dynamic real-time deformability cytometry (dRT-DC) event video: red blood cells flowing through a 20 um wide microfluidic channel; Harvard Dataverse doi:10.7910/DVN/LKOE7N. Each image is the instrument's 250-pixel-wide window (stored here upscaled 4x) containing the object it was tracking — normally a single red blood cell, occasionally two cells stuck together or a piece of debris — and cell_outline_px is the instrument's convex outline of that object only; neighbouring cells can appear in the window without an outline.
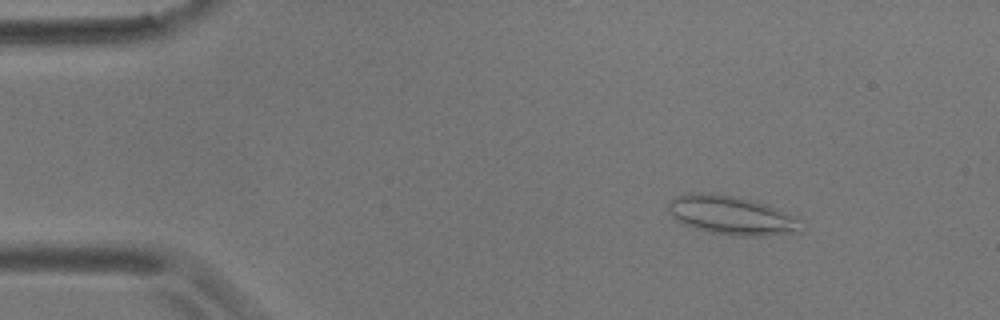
{"species": "common noctule bat (a hibernating species)", "species_latin": "Nyctalus noctula", "temperature_condition": "room temperature", "stored_images_in_passage": 10, "camera_frame_rate_fps": 3000, "um_per_image_px": 0.085, "animal": {"sex": "male", "body_mass_g": 17.9}, "frame": {"image": 1, "passage_image": 1, "time_ms": 0.0, "image_size_px": [1000, 320], "cell_outline_px": [[800, 220], [796, 232], [764, 236], [736, 236], [712, 232], [696, 228], [684, 224], [672, 216], [668, 208], [668, 204], [676, 196], [688, 192], [700, 192], [732, 196], [752, 200], [776, 208]], "centroid_in_image_um": [62.12, 18.29], "position_along_channel_um": 22.9, "area_um2": 29.36}}
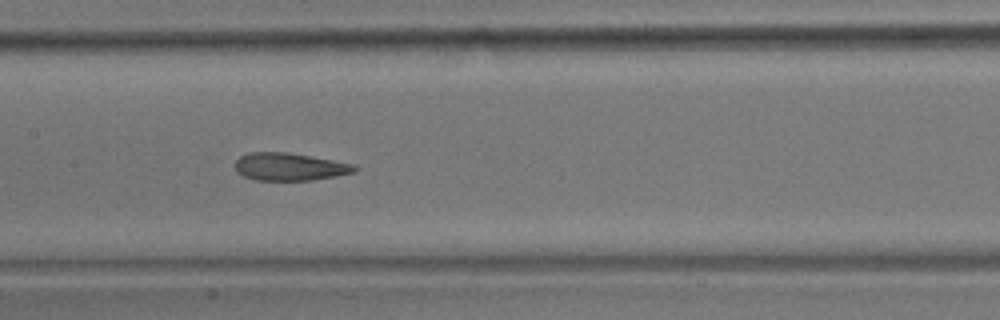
{"frame": {"image": 2, "passage_image": 7, "time_ms": 6.667, "image_size_px": [1000, 320], "cell_outline_px": [[360, 168], [356, 172], [336, 176], [312, 180], [252, 180], [236, 172], [236, 160], [240, 156], [252, 152], [284, 152], [356, 164]], "centroid_in_image_um": [24.65, 14.18], "position_along_channel_um": 182.8, "area_um2": 19.25}}
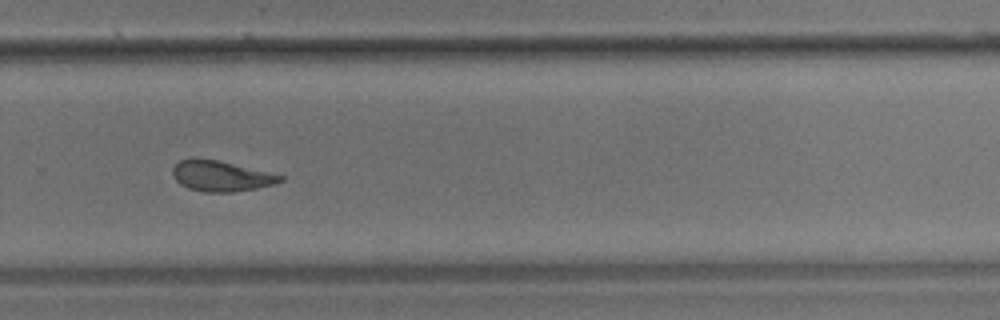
{"frame": {"image": 3, "passage_image": 10, "time_ms": 10.333, "image_size_px": [1000, 320], "cell_outline_px": [[284, 180], [276, 184], [256, 188], [232, 192], [204, 192], [188, 188], [180, 184], [172, 176], [172, 168], [180, 160], [192, 156], [196, 156], [216, 160], [284, 176]], "centroid_in_image_um": [18.73, 14.95], "position_along_channel_um": 311.1, "area_um2": 19.25}}